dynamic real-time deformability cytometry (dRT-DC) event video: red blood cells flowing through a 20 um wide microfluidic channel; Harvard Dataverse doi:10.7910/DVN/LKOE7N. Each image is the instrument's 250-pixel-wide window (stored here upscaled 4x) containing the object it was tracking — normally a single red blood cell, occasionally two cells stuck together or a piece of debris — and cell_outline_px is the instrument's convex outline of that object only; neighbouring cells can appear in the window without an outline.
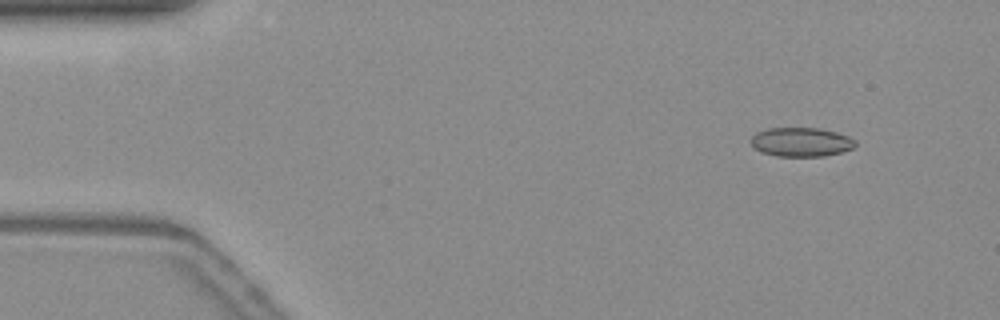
{"species": "common noctule bat (a hibernating species)", "species_latin": "Nyctalus noctula", "temperature_condition": "warm", "stored_images_in_passage": 54, "camera_frame_rate_fps": 3000, "um_per_image_px": 0.085, "animal": {"sex": "female", "body_mass_g": 19.3, "forearm_length_mm": 54.1}, "frame": {"image": 1, "passage_image": 5, "time_ms": 1.333, "image_size_px": [1000, 320], "cell_outline_px": [[856, 144], [852, 148], [840, 152], [824, 156], [776, 156], [760, 152], [752, 144], [752, 136], [756, 132], [768, 128], [816, 128], [836, 132], [848, 136], [856, 140]], "centroid_in_image_um": [68.09, 12.07], "position_along_channel_um": 16.9, "area_um2": 17.57}}
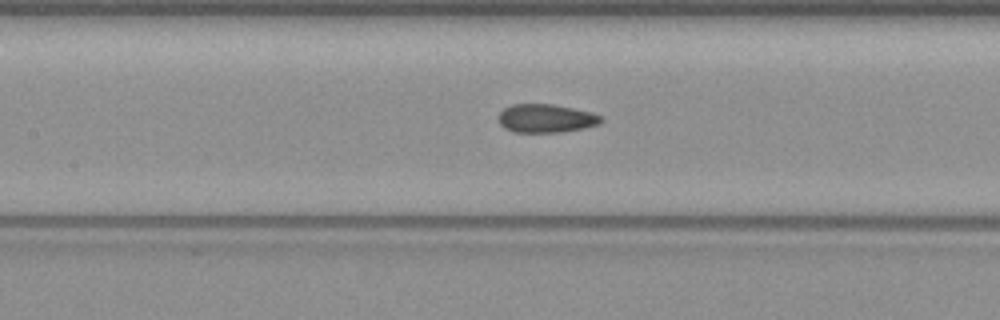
{"frame": {"image": 2, "passage_image": 24, "time_ms": 7.667, "image_size_px": [1000, 320], "cell_outline_px": [[604, 120], [600, 124], [584, 128], [564, 132], [512, 132], [504, 128], [500, 124], [500, 112], [504, 108], [512, 104], [552, 104], [592, 112], [600, 116]], "centroid_in_image_um": [46.43, 10.07], "position_along_channel_um": 161.0, "area_um2": 17.05}}
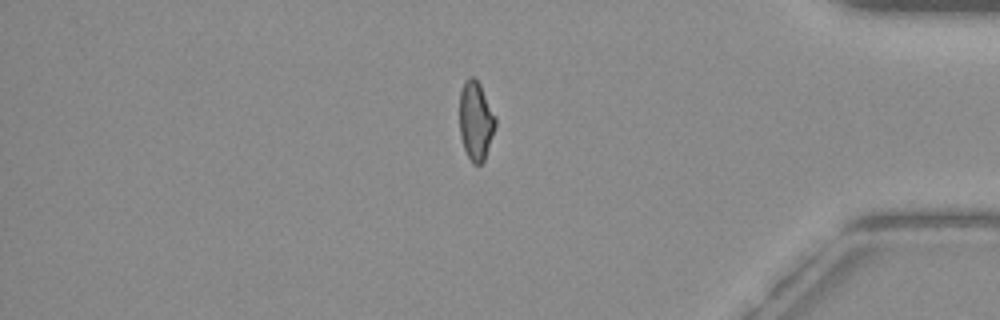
{"frame": {"image": 3, "passage_image": 45, "time_ms": 14.667, "image_size_px": [1000, 320], "cell_outline_px": [[496, 124], [484, 160], [480, 164], [472, 164], [464, 148], [460, 136], [460, 92], [464, 80], [468, 76], [472, 76], [480, 84], [496, 116]], "centroid_in_image_um": [40.43, 10.24], "position_along_channel_um": 394.8, "area_um2": 16.47}, "authors_computed_cell_mechanics": {"area_um2": 17.1666, "velocity_mm_per_s": 3.8095, "shape_relaxation_time_tau1_ms": null, "shape_relaxation_time_tau2_ms": 1.1927, "deformation_change_tau1": null, "deformation_change_tau2": 0.0652}}